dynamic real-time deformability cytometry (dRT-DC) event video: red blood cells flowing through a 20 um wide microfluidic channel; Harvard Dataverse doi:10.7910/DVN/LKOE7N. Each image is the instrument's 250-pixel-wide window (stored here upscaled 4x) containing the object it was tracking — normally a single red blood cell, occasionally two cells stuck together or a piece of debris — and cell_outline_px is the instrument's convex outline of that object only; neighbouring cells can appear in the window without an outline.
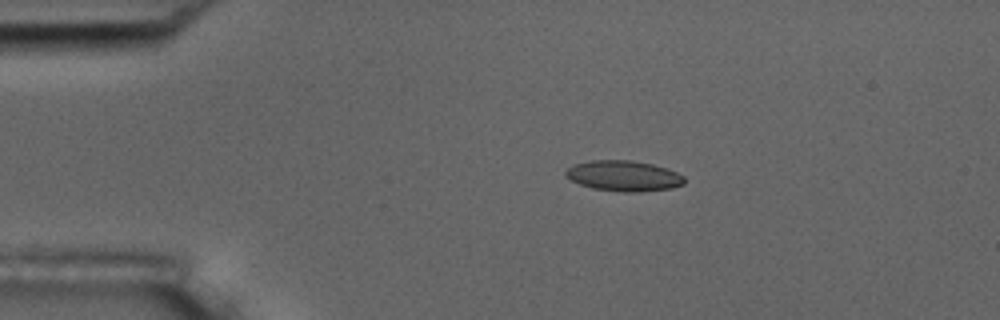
{"species": "common noctule bat (a hibernating species)", "species_latin": "Nyctalus noctula", "temperature_condition": "room temperature", "stored_images_in_passage": 4, "camera_frame_rate_fps": 3000, "um_per_image_px": 0.085, "animal": {"sex": "male", "body_mass_g": 17.5, "forearm_length_mm": 52.3}, "frame": {"image": 1, "passage_image": 3, "time_ms": 2.333, "image_size_px": [1000, 320], "cell_outline_px": [[684, 184], [672, 188], [640, 192], [624, 192], [592, 188], [580, 184], [564, 176], [564, 172], [572, 164], [592, 160], [632, 160], [652, 164], [668, 168], [684, 176]], "centroid_in_image_um": [53.01, 14.94], "position_along_channel_um": 32.0, "area_um2": 21.27}}